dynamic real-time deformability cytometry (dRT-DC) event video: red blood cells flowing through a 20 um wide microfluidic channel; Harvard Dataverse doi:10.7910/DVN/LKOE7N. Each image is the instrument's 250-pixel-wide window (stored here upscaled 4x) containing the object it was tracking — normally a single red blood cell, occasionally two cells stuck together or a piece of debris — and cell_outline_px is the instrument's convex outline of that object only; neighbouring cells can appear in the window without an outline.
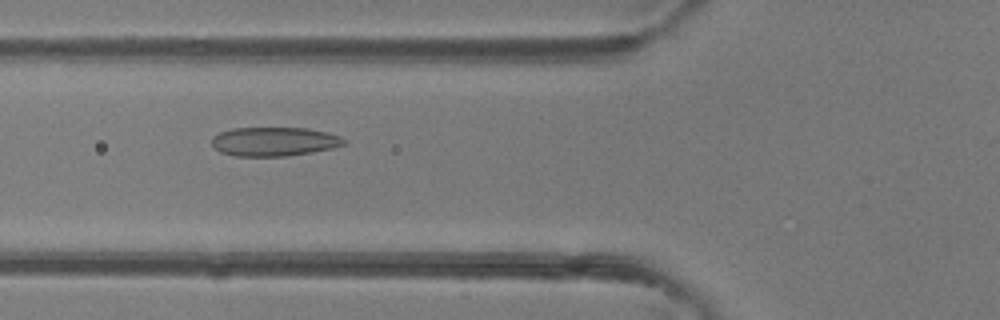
{"species": "common noctule bat (a hibernating species)", "species_latin": "Nyctalus noctula", "temperature_condition": "room temperature", "stored_images_in_passage": 37, "camera_frame_rate_fps": 3000, "um_per_image_px": 0.085, "animal": {"sex": "female"}, "frame": {"image": 1, "passage_image": 7, "time_ms": 2.0, "image_size_px": [1000, 320], "cell_outline_px": [[344, 144], [332, 148], [312, 152], [288, 156], [236, 156], [220, 152], [212, 144], [212, 136], [220, 132], [232, 128], [308, 128], [340, 136], [344, 140]], "centroid_in_image_um": [23.27, 12.03], "position_along_channel_um": 102.5, "area_um2": 22.2}}
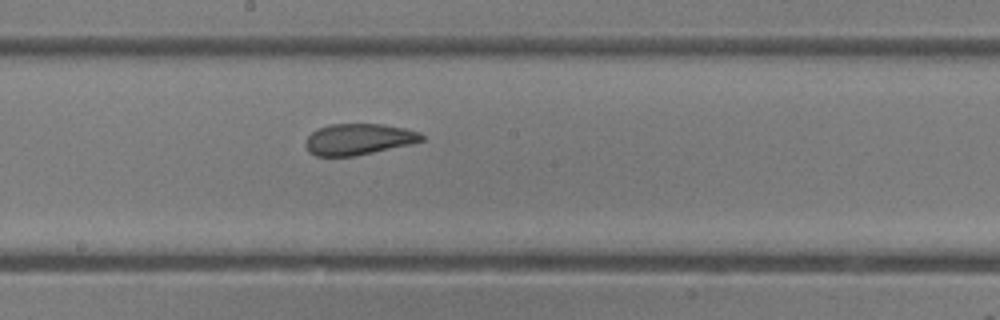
{"frame": {"image": 2, "passage_image": 15, "time_ms": 4.667, "image_size_px": [1000, 320], "cell_outline_px": [[424, 140], [412, 144], [356, 156], [316, 156], [308, 152], [304, 144], [308, 136], [316, 128], [328, 124], [384, 124], [404, 128], [420, 132], [424, 136]], "centroid_in_image_um": [30.47, 11.83], "position_along_channel_um": 217.7, "area_um2": 21.39}}
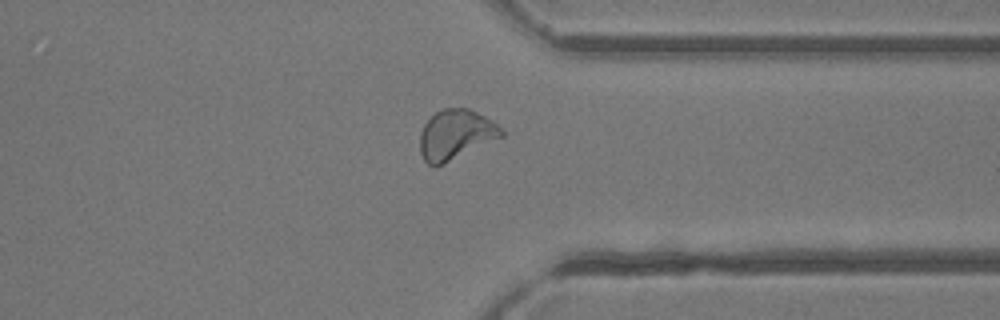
{"frame": {"image": 3, "passage_image": 26, "time_ms": 8.333, "image_size_px": [1000, 320], "cell_outline_px": [[504, 136], [436, 168], [432, 168], [424, 160], [420, 152], [420, 132], [424, 124], [440, 108], [468, 108], [492, 120], [504, 128]], "centroid_in_image_um": [38.74, 11.47], "position_along_channel_um": 372.7, "area_um2": 24.04}, "authors_computed_cell_mechanics": {"area_um2": 22.5998, "velocity_mm_per_s": 4.3059, "shape_relaxation_time_tau1_ms": null, "shape_relaxation_time_tau2_ms": 1.2285, "deformation_change_tau1": null, "deformation_change_tau2": 0.0817}}